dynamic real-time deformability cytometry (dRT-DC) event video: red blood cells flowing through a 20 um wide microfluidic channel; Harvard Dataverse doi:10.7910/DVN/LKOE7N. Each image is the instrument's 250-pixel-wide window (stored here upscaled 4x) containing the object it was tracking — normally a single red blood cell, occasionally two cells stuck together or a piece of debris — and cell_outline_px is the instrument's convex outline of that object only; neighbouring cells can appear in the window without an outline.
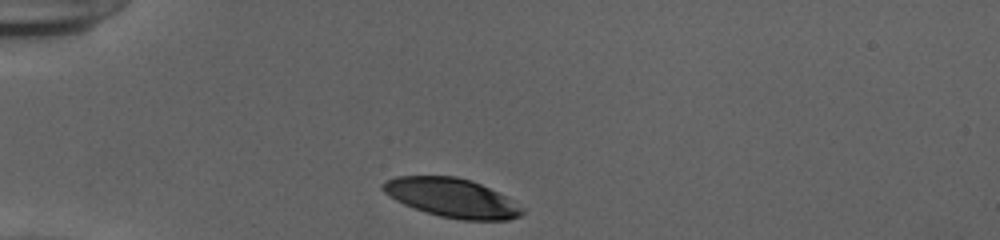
{"species": "human", "species_latin": "Homo sapiens", "temperature_condition": "cold", "stored_images_in_passage": 31, "camera_frame_rate_fps": 3000, "um_per_image_px": 0.085, "donor": {"sex": "female"}, "frame": {"image": 1, "passage_image": 1, "time_ms": 0.0, "image_size_px": [1000, 240], "cell_outline_px": [[524, 212], [520, 216], [508, 220], [460, 220], [440, 216], [424, 212], [404, 204], [396, 200], [384, 192], [380, 188], [380, 184], [384, 180], [396, 176], [456, 176], [472, 180], [504, 196], [524, 208]], "centroid_in_image_um": [38.37, 16.81], "position_along_channel_um": 46.6, "area_um2": 31.62}}
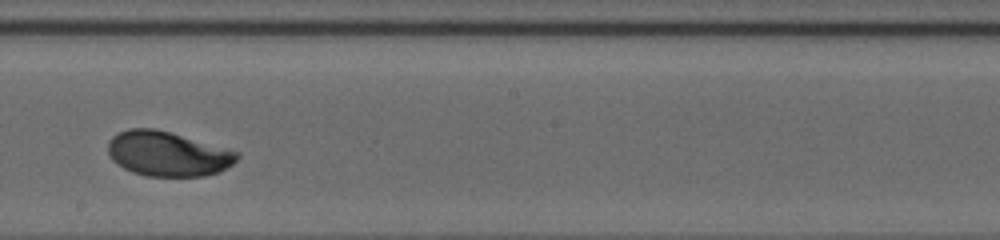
{"frame": {"image": 2, "passage_image": 18, "time_ms": 5.667, "image_size_px": [1000, 240], "cell_outline_px": [[240, 156], [232, 164], [220, 172], [204, 176], [144, 176], [132, 172], [116, 164], [112, 160], [108, 152], [108, 140], [112, 136], [128, 128], [156, 128], [240, 152]], "centroid_in_image_um": [14.24, 13.07], "position_along_channel_um": 234.0, "area_um2": 33.81}}
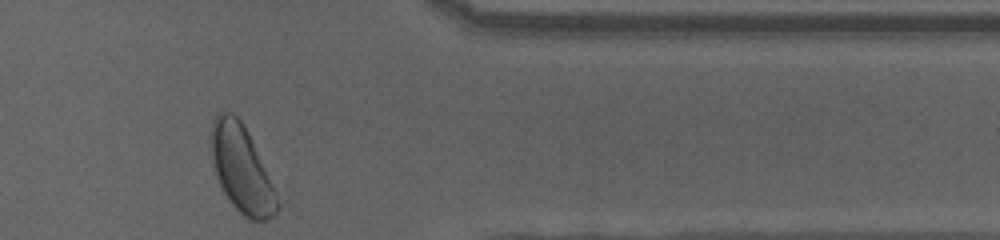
{"frame": {"image": 3, "passage_image": 31, "time_ms": 10.0, "image_size_px": [1000, 240], "cell_outline_px": [[280, 204], [276, 212], [268, 220], [248, 220], [228, 200], [220, 184], [212, 164], [208, 144], [212, 120], [216, 112], [232, 112], [240, 120], [248, 132], [252, 140], [276, 192]], "centroid_in_image_um": [20.48, 14.33], "position_along_channel_um": 390.9, "area_um2": 33.7}, "authors_computed_cell_mechanics": {"area_um2": 33.6974, "velocity_mm_per_s": 3.8814, "shape_relaxation_time_tau1_ms": 2.0086, "shape_relaxation_time_tau2_ms": null, "deformation_change_tau1": 0.1089, "deformation_change_tau2": null}}